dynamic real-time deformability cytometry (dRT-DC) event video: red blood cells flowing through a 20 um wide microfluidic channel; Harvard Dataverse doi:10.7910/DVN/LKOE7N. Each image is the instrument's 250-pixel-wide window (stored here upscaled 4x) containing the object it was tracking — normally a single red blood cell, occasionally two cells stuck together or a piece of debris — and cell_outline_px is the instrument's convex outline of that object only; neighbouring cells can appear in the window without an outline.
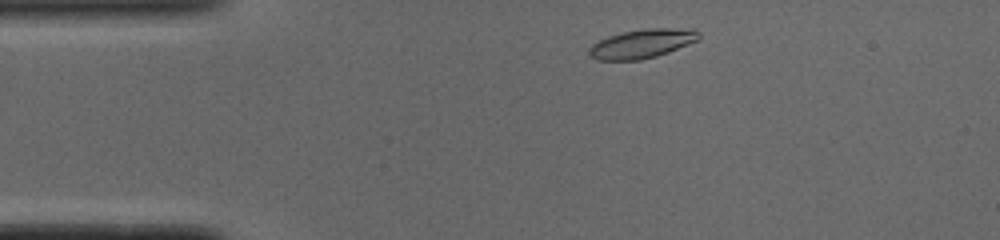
{"species": "common noctule bat (a hibernating species)", "species_latin": "Nyctalus noctula", "temperature_condition": "cold", "stored_images_in_passage": 44, "camera_frame_rate_fps": 3000, "um_per_image_px": 0.085, "animal": {"sex": "male", "body_mass_g": 19.0, "forearm_length_mm": 50.8}, "frame": {"image": 1, "passage_image": 2, "time_ms": 0.333, "image_size_px": [1000, 240], "cell_outline_px": [[700, 40], [668, 52], [656, 56], [640, 60], [596, 60], [588, 56], [588, 48], [592, 44], [608, 36], [624, 32], [644, 28], [696, 28], [700, 32]], "centroid_in_image_um": [54.6, 3.7], "position_along_channel_um": 30.4, "area_um2": 18.84}}
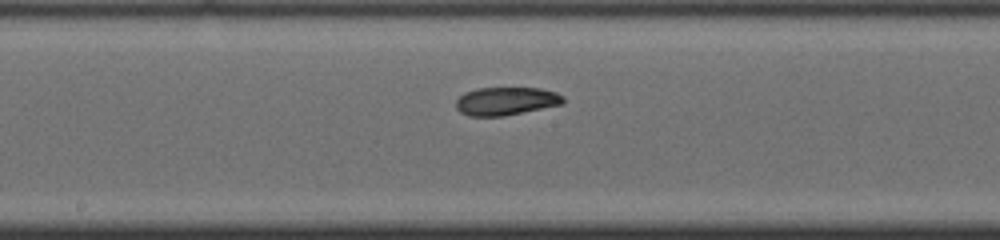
{"frame": {"image": 2, "passage_image": 19, "time_ms": 6.0, "image_size_px": [1000, 240], "cell_outline_px": [[564, 104], [504, 116], [468, 116], [460, 112], [456, 108], [456, 100], [464, 92], [476, 88], [540, 88], [556, 92], [564, 96]], "centroid_in_image_um": [43.01, 8.59], "position_along_channel_um": 205.2, "area_um2": 17.74}}
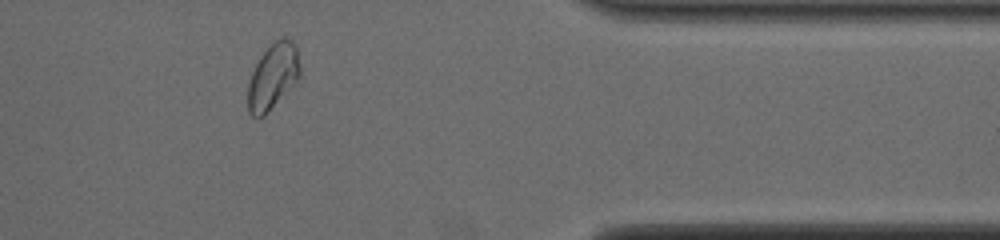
{"frame": {"image": 3, "passage_image": 35, "time_ms": 11.333, "image_size_px": [1000, 240], "cell_outline_px": [[300, 76], [264, 116], [252, 116], [248, 112], [248, 84], [252, 72], [260, 56], [276, 40], [284, 36], [292, 40], [296, 44], [300, 68]], "centroid_in_image_um": [23.2, 6.47], "position_along_channel_um": 388.2, "area_um2": 19.59}, "authors_computed_cell_mechanics": {"area_um2": 18.0914, "velocity_mm_per_s": 3.852, "shape_relaxation_time_tau1_ms": 7.5793, "shape_relaxation_time_tau2_ms": 1.7573, "deformation_change_tau1": 0.1886, "deformation_change_tau2": 0.0617}}